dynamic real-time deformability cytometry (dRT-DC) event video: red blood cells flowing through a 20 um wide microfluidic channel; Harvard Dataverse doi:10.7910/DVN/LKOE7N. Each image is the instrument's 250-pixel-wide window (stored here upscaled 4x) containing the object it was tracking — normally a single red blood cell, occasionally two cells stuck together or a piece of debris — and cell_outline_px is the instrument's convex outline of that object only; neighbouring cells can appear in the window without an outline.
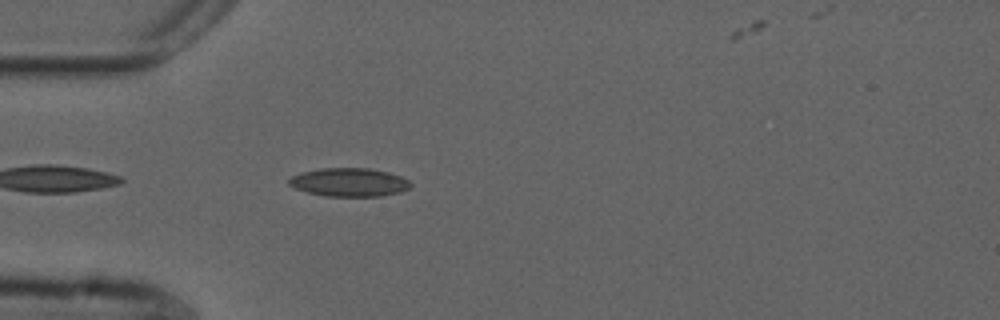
{"species": "common noctule bat (a hibernating species)", "species_latin": "Nyctalus noctula", "temperature_condition": "cold", "stored_images_in_passage": 37, "camera_frame_rate_fps": 3000, "um_per_image_px": 0.085, "animal": {"sex": "male", "forearm_length_mm": 52.5}, "frame": {"image": 1, "passage_image": 3, "time_ms": 0.667, "image_size_px": [1000, 320], "cell_outline_px": [[412, 184], [408, 188], [400, 192], [380, 196], [324, 196], [308, 192], [296, 188], [288, 184], [288, 180], [292, 176], [304, 172], [320, 168], [368, 168], [388, 172], [400, 176], [408, 180]], "centroid_in_image_um": [29.69, 15.49], "position_along_channel_um": 55.3, "area_um2": 20.0}}
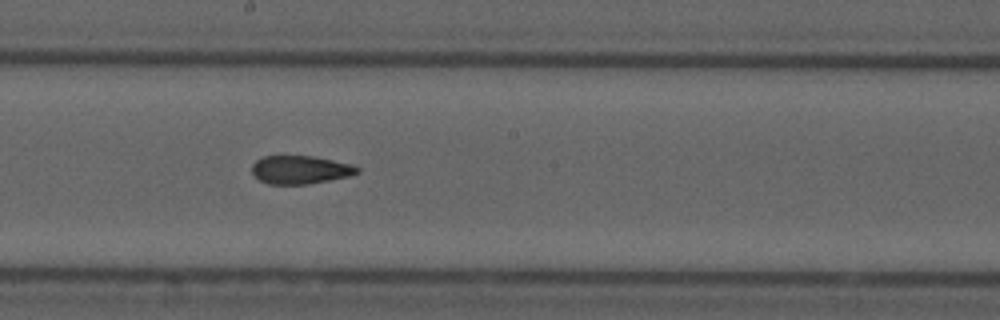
{"frame": {"image": 2, "passage_image": 17, "time_ms": 5.333, "image_size_px": [1000, 320], "cell_outline_px": [[360, 172], [348, 176], [308, 184], [268, 184], [260, 180], [252, 172], [252, 164], [256, 160], [264, 156], [316, 156], [352, 164], [360, 168]], "centroid_in_image_um": [25.54, 14.42], "position_along_channel_um": 222.7, "area_um2": 17.34}}
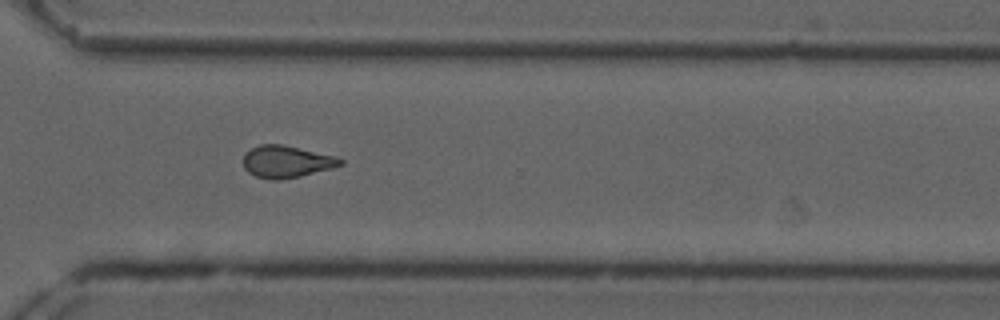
{"frame": {"image": 3, "passage_image": 27, "time_ms": 8.667, "image_size_px": [1000, 320], "cell_outline_px": [[344, 164], [332, 168], [300, 176], [280, 180], [268, 180], [256, 176], [248, 172], [244, 168], [244, 152], [260, 144], [280, 144], [336, 156], [344, 160]], "centroid_in_image_um": [24.34, 13.75], "position_along_channel_um": 346.3, "area_um2": 18.15}, "authors_computed_cell_mechanics": {"area_um2": 18.1492, "velocity_mm_per_s": 3.7177, "shape_relaxation_time_tau1_ms": null, "shape_relaxation_time_tau2_ms": 2.7854, "deformation_change_tau1": null, "deformation_change_tau2": 0.0967}}